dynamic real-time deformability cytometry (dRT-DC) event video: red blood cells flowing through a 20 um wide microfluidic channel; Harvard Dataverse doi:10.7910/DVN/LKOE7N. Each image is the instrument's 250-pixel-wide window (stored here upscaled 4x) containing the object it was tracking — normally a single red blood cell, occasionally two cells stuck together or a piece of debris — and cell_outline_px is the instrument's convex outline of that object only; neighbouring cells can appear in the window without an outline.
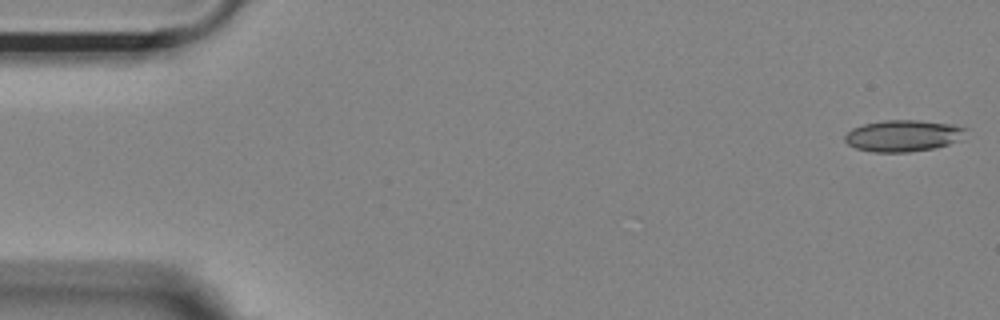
{"species": "Egyptian fruit bat (a non-hibernating species)", "species_latin": "Rousettus aegyptiacus", "temperature_condition": "room temperature", "stored_images_in_passage": 53, "camera_frame_rate_fps": 3000, "um_per_image_px": 0.085, "animal": {"sex": "female"}, "frame": {"image": 1, "passage_image": 1, "time_ms": 0.0, "image_size_px": [1000, 320], "cell_outline_px": [[968, 128], [956, 140], [948, 144], [936, 148], [908, 152], [872, 152], [856, 148], [848, 144], [844, 140], [844, 136], [852, 128], [864, 124], [884, 120], [916, 120], [952, 124]], "centroid_in_image_um": [76.72, 11.54], "position_along_channel_um": 8.3, "area_um2": 22.02}}
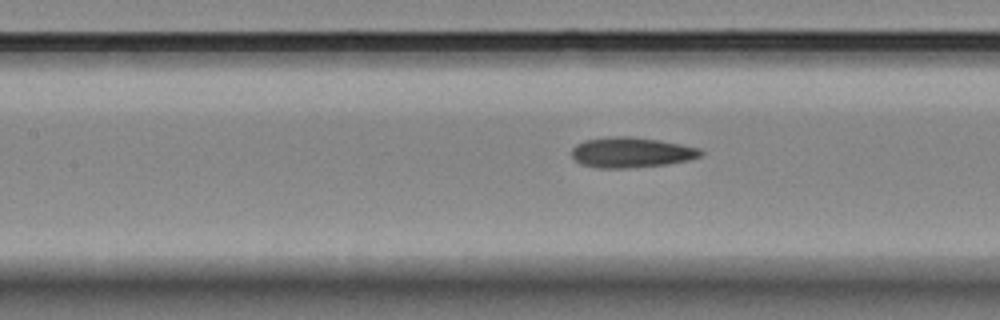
{"frame": {"image": 2, "passage_image": 23, "time_ms": 7.333, "image_size_px": [1000, 320], "cell_outline_px": [[704, 152], [700, 156], [688, 160], [668, 164], [628, 168], [596, 168], [580, 164], [572, 156], [572, 148], [576, 144], [584, 140], [612, 136], [632, 136], [660, 140], [700, 148]], "centroid_in_image_um": [53.64, 12.95], "position_along_channel_um": 153.8, "area_um2": 22.95}}
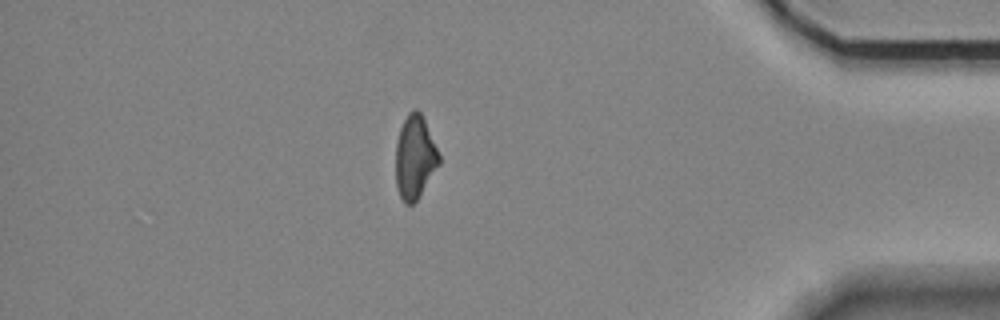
{"frame": {"image": 3, "passage_image": 46, "time_ms": 15.0, "image_size_px": [1000, 320], "cell_outline_px": [[440, 164], [416, 200], [412, 204], [404, 204], [400, 196], [396, 184], [396, 140], [400, 128], [408, 112], [412, 108], [416, 108], [420, 112], [424, 120], [440, 156]], "centroid_in_image_um": [35.25, 13.35], "position_along_channel_um": 400.0, "area_um2": 20.87}, "authors_computed_cell_mechanics": {"area_um2": 22.1952, "velocity_mm_per_s": 3.7029, "shape_relaxation_time_tau1_ms": null, "shape_relaxation_time_tau2_ms": 5.4483, "deformation_change_tau1": null, "deformation_change_tau2": 0.133}}